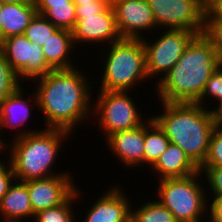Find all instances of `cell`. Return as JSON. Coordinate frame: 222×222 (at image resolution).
Segmentation results:
<instances>
[{"instance_id":"obj_24","label":"cell","mask_w":222,"mask_h":222,"mask_svg":"<svg viewBox=\"0 0 222 222\" xmlns=\"http://www.w3.org/2000/svg\"><path fill=\"white\" fill-rule=\"evenodd\" d=\"M131 220L133 222H177L172 212L154 197L151 201L147 199L136 207L132 205Z\"/></svg>"},{"instance_id":"obj_38","label":"cell","mask_w":222,"mask_h":222,"mask_svg":"<svg viewBox=\"0 0 222 222\" xmlns=\"http://www.w3.org/2000/svg\"><path fill=\"white\" fill-rule=\"evenodd\" d=\"M0 217L2 218L3 222H23L24 220H25V222H28V221H26V219H22V218H18V217H7V216H0Z\"/></svg>"},{"instance_id":"obj_11","label":"cell","mask_w":222,"mask_h":222,"mask_svg":"<svg viewBox=\"0 0 222 222\" xmlns=\"http://www.w3.org/2000/svg\"><path fill=\"white\" fill-rule=\"evenodd\" d=\"M111 6L121 38L142 39L158 29L147 0H111Z\"/></svg>"},{"instance_id":"obj_20","label":"cell","mask_w":222,"mask_h":222,"mask_svg":"<svg viewBox=\"0 0 222 222\" xmlns=\"http://www.w3.org/2000/svg\"><path fill=\"white\" fill-rule=\"evenodd\" d=\"M37 14L36 4L8 3L2 6V40L12 35L24 34L26 27Z\"/></svg>"},{"instance_id":"obj_5","label":"cell","mask_w":222,"mask_h":222,"mask_svg":"<svg viewBox=\"0 0 222 222\" xmlns=\"http://www.w3.org/2000/svg\"><path fill=\"white\" fill-rule=\"evenodd\" d=\"M104 48L102 52L105 59L101 58L104 65L102 64L100 67L103 70H100L101 82L100 89L96 88L97 91H130L133 93L136 86L150 81L142 39L121 38Z\"/></svg>"},{"instance_id":"obj_29","label":"cell","mask_w":222,"mask_h":222,"mask_svg":"<svg viewBox=\"0 0 222 222\" xmlns=\"http://www.w3.org/2000/svg\"><path fill=\"white\" fill-rule=\"evenodd\" d=\"M203 35L222 57V21L216 20L207 10L205 12Z\"/></svg>"},{"instance_id":"obj_15","label":"cell","mask_w":222,"mask_h":222,"mask_svg":"<svg viewBox=\"0 0 222 222\" xmlns=\"http://www.w3.org/2000/svg\"><path fill=\"white\" fill-rule=\"evenodd\" d=\"M114 184L103 190L90 209H87L81 222H127L131 218V197L123 191L122 185ZM103 195V196H102ZM131 198V199H129Z\"/></svg>"},{"instance_id":"obj_10","label":"cell","mask_w":222,"mask_h":222,"mask_svg":"<svg viewBox=\"0 0 222 222\" xmlns=\"http://www.w3.org/2000/svg\"><path fill=\"white\" fill-rule=\"evenodd\" d=\"M158 30L183 29L203 34L206 7L198 0H147Z\"/></svg>"},{"instance_id":"obj_22","label":"cell","mask_w":222,"mask_h":222,"mask_svg":"<svg viewBox=\"0 0 222 222\" xmlns=\"http://www.w3.org/2000/svg\"><path fill=\"white\" fill-rule=\"evenodd\" d=\"M81 189L77 185L76 191L63 204L39 211L35 214L33 222H78L77 213L74 211L76 207L78 208L77 203L81 202V197L84 195V190L81 192ZM81 194L82 196H80Z\"/></svg>"},{"instance_id":"obj_18","label":"cell","mask_w":222,"mask_h":222,"mask_svg":"<svg viewBox=\"0 0 222 222\" xmlns=\"http://www.w3.org/2000/svg\"><path fill=\"white\" fill-rule=\"evenodd\" d=\"M74 48L78 47H75L72 32L65 29H57L42 45L46 62L53 70L77 67L78 64L72 57L73 53L76 54Z\"/></svg>"},{"instance_id":"obj_36","label":"cell","mask_w":222,"mask_h":222,"mask_svg":"<svg viewBox=\"0 0 222 222\" xmlns=\"http://www.w3.org/2000/svg\"><path fill=\"white\" fill-rule=\"evenodd\" d=\"M216 126L222 127V106L214 113Z\"/></svg>"},{"instance_id":"obj_14","label":"cell","mask_w":222,"mask_h":222,"mask_svg":"<svg viewBox=\"0 0 222 222\" xmlns=\"http://www.w3.org/2000/svg\"><path fill=\"white\" fill-rule=\"evenodd\" d=\"M24 182L34 214L63 204L76 191L78 184L74 175H56Z\"/></svg>"},{"instance_id":"obj_23","label":"cell","mask_w":222,"mask_h":222,"mask_svg":"<svg viewBox=\"0 0 222 222\" xmlns=\"http://www.w3.org/2000/svg\"><path fill=\"white\" fill-rule=\"evenodd\" d=\"M37 14L43 15L58 29L73 31L76 21V5L73 2L59 5H36Z\"/></svg>"},{"instance_id":"obj_30","label":"cell","mask_w":222,"mask_h":222,"mask_svg":"<svg viewBox=\"0 0 222 222\" xmlns=\"http://www.w3.org/2000/svg\"><path fill=\"white\" fill-rule=\"evenodd\" d=\"M201 166H222V127L215 126L207 157Z\"/></svg>"},{"instance_id":"obj_35","label":"cell","mask_w":222,"mask_h":222,"mask_svg":"<svg viewBox=\"0 0 222 222\" xmlns=\"http://www.w3.org/2000/svg\"><path fill=\"white\" fill-rule=\"evenodd\" d=\"M36 5H59L72 2L71 0H32Z\"/></svg>"},{"instance_id":"obj_19","label":"cell","mask_w":222,"mask_h":222,"mask_svg":"<svg viewBox=\"0 0 222 222\" xmlns=\"http://www.w3.org/2000/svg\"><path fill=\"white\" fill-rule=\"evenodd\" d=\"M0 216L18 217L33 222L35 214L24 181L15 179L7 193L2 197L0 200Z\"/></svg>"},{"instance_id":"obj_8","label":"cell","mask_w":222,"mask_h":222,"mask_svg":"<svg viewBox=\"0 0 222 222\" xmlns=\"http://www.w3.org/2000/svg\"><path fill=\"white\" fill-rule=\"evenodd\" d=\"M158 32V29L154 32L157 33L155 40L142 38L149 80L155 79V84L178 62L184 49L196 36L194 32L183 29H163L160 30L161 35Z\"/></svg>"},{"instance_id":"obj_17","label":"cell","mask_w":222,"mask_h":222,"mask_svg":"<svg viewBox=\"0 0 222 222\" xmlns=\"http://www.w3.org/2000/svg\"><path fill=\"white\" fill-rule=\"evenodd\" d=\"M161 180L165 178H184L199 172V167L189 156L177 145L169 143L167 149L162 153L156 163L150 168V172Z\"/></svg>"},{"instance_id":"obj_1","label":"cell","mask_w":222,"mask_h":222,"mask_svg":"<svg viewBox=\"0 0 222 222\" xmlns=\"http://www.w3.org/2000/svg\"><path fill=\"white\" fill-rule=\"evenodd\" d=\"M84 72L79 66L52 70L30 82L35 84L32 86L38 98L37 111L40 109L45 120L43 128L62 129L73 134L79 124L86 126L83 122L92 120V90L95 87L91 83H98L91 82V76Z\"/></svg>"},{"instance_id":"obj_34","label":"cell","mask_w":222,"mask_h":222,"mask_svg":"<svg viewBox=\"0 0 222 222\" xmlns=\"http://www.w3.org/2000/svg\"><path fill=\"white\" fill-rule=\"evenodd\" d=\"M206 10L216 20L222 21V0H215Z\"/></svg>"},{"instance_id":"obj_25","label":"cell","mask_w":222,"mask_h":222,"mask_svg":"<svg viewBox=\"0 0 222 222\" xmlns=\"http://www.w3.org/2000/svg\"><path fill=\"white\" fill-rule=\"evenodd\" d=\"M206 101H209V104H206ZM196 103L205 107L206 109L209 108L208 110L213 113H215L222 106V63L211 74L210 78L206 82L203 93ZM215 104L216 106H214Z\"/></svg>"},{"instance_id":"obj_2","label":"cell","mask_w":222,"mask_h":222,"mask_svg":"<svg viewBox=\"0 0 222 222\" xmlns=\"http://www.w3.org/2000/svg\"><path fill=\"white\" fill-rule=\"evenodd\" d=\"M221 63L222 57L211 42L203 34L196 35L178 62L155 84V97L160 102H196Z\"/></svg>"},{"instance_id":"obj_26","label":"cell","mask_w":222,"mask_h":222,"mask_svg":"<svg viewBox=\"0 0 222 222\" xmlns=\"http://www.w3.org/2000/svg\"><path fill=\"white\" fill-rule=\"evenodd\" d=\"M58 28L43 15L36 14L26 27L24 35L34 44L42 47Z\"/></svg>"},{"instance_id":"obj_12","label":"cell","mask_w":222,"mask_h":222,"mask_svg":"<svg viewBox=\"0 0 222 222\" xmlns=\"http://www.w3.org/2000/svg\"><path fill=\"white\" fill-rule=\"evenodd\" d=\"M24 88L26 90L28 89L21 84L12 94L4 98L0 103L1 134L2 136L4 135L2 131L3 129H11V133L14 134V138L12 137L13 134H11V140L42 130H32V128L28 129V127L24 126L28 124L27 122L30 120L29 117L32 116V110L34 109L35 111L36 108H39L35 90L32 88L33 93L31 91V93L29 92L30 95L26 96V90ZM24 127H26V130ZM14 130L16 133H14Z\"/></svg>"},{"instance_id":"obj_28","label":"cell","mask_w":222,"mask_h":222,"mask_svg":"<svg viewBox=\"0 0 222 222\" xmlns=\"http://www.w3.org/2000/svg\"><path fill=\"white\" fill-rule=\"evenodd\" d=\"M207 195V199L222 196V166H200ZM211 194H209V193ZM211 195V196H210Z\"/></svg>"},{"instance_id":"obj_6","label":"cell","mask_w":222,"mask_h":222,"mask_svg":"<svg viewBox=\"0 0 222 222\" xmlns=\"http://www.w3.org/2000/svg\"><path fill=\"white\" fill-rule=\"evenodd\" d=\"M158 181L156 197L169 209L177 222H198L208 218V199L202 174Z\"/></svg>"},{"instance_id":"obj_40","label":"cell","mask_w":222,"mask_h":222,"mask_svg":"<svg viewBox=\"0 0 222 222\" xmlns=\"http://www.w3.org/2000/svg\"><path fill=\"white\" fill-rule=\"evenodd\" d=\"M206 9L215 1V0H198Z\"/></svg>"},{"instance_id":"obj_39","label":"cell","mask_w":222,"mask_h":222,"mask_svg":"<svg viewBox=\"0 0 222 222\" xmlns=\"http://www.w3.org/2000/svg\"><path fill=\"white\" fill-rule=\"evenodd\" d=\"M2 4H8V3H30L32 0H0Z\"/></svg>"},{"instance_id":"obj_42","label":"cell","mask_w":222,"mask_h":222,"mask_svg":"<svg viewBox=\"0 0 222 222\" xmlns=\"http://www.w3.org/2000/svg\"><path fill=\"white\" fill-rule=\"evenodd\" d=\"M73 3H93L96 0H71Z\"/></svg>"},{"instance_id":"obj_7","label":"cell","mask_w":222,"mask_h":222,"mask_svg":"<svg viewBox=\"0 0 222 222\" xmlns=\"http://www.w3.org/2000/svg\"><path fill=\"white\" fill-rule=\"evenodd\" d=\"M130 91H103L93 94L92 117L106 140L111 134L141 126L146 120ZM96 98V99H95ZM96 101V102H95Z\"/></svg>"},{"instance_id":"obj_37","label":"cell","mask_w":222,"mask_h":222,"mask_svg":"<svg viewBox=\"0 0 222 222\" xmlns=\"http://www.w3.org/2000/svg\"><path fill=\"white\" fill-rule=\"evenodd\" d=\"M4 139H2L1 128H0V152L3 153V155L5 154L4 153L5 151L7 152V145H8L6 138H4ZM1 153H0V155H2Z\"/></svg>"},{"instance_id":"obj_9","label":"cell","mask_w":222,"mask_h":222,"mask_svg":"<svg viewBox=\"0 0 222 222\" xmlns=\"http://www.w3.org/2000/svg\"><path fill=\"white\" fill-rule=\"evenodd\" d=\"M0 51L22 83L31 82L53 70L46 62L42 47L32 43L24 34L2 40Z\"/></svg>"},{"instance_id":"obj_41","label":"cell","mask_w":222,"mask_h":222,"mask_svg":"<svg viewBox=\"0 0 222 222\" xmlns=\"http://www.w3.org/2000/svg\"><path fill=\"white\" fill-rule=\"evenodd\" d=\"M2 6H3V4L0 2V42L2 41V25H3V23H2V16H1V12H2Z\"/></svg>"},{"instance_id":"obj_27","label":"cell","mask_w":222,"mask_h":222,"mask_svg":"<svg viewBox=\"0 0 222 222\" xmlns=\"http://www.w3.org/2000/svg\"><path fill=\"white\" fill-rule=\"evenodd\" d=\"M21 84L16 73L11 69L3 53L0 51V103L12 94Z\"/></svg>"},{"instance_id":"obj_32","label":"cell","mask_w":222,"mask_h":222,"mask_svg":"<svg viewBox=\"0 0 222 222\" xmlns=\"http://www.w3.org/2000/svg\"><path fill=\"white\" fill-rule=\"evenodd\" d=\"M0 158H1L0 159V200H1L2 197L7 193L9 187L16 178L13 173V169L10 162L4 159V155H3V160L1 155Z\"/></svg>"},{"instance_id":"obj_13","label":"cell","mask_w":222,"mask_h":222,"mask_svg":"<svg viewBox=\"0 0 222 222\" xmlns=\"http://www.w3.org/2000/svg\"><path fill=\"white\" fill-rule=\"evenodd\" d=\"M75 47H81L84 44L92 47L108 46L109 44L121 39L116 27V19L111 4L101 13L83 16L72 31ZM84 43V44H83ZM99 43V45H97ZM91 44V45H90Z\"/></svg>"},{"instance_id":"obj_21","label":"cell","mask_w":222,"mask_h":222,"mask_svg":"<svg viewBox=\"0 0 222 222\" xmlns=\"http://www.w3.org/2000/svg\"><path fill=\"white\" fill-rule=\"evenodd\" d=\"M170 140L151 116L144 122L143 167L150 169L167 149Z\"/></svg>"},{"instance_id":"obj_3","label":"cell","mask_w":222,"mask_h":222,"mask_svg":"<svg viewBox=\"0 0 222 222\" xmlns=\"http://www.w3.org/2000/svg\"><path fill=\"white\" fill-rule=\"evenodd\" d=\"M159 106L163 110L151 114L153 120L170 143L179 146L200 167L207 157L216 126L214 113L196 102H161Z\"/></svg>"},{"instance_id":"obj_31","label":"cell","mask_w":222,"mask_h":222,"mask_svg":"<svg viewBox=\"0 0 222 222\" xmlns=\"http://www.w3.org/2000/svg\"><path fill=\"white\" fill-rule=\"evenodd\" d=\"M76 5V21L83 19V16L95 15L103 12L111 0H96L93 3H74Z\"/></svg>"},{"instance_id":"obj_4","label":"cell","mask_w":222,"mask_h":222,"mask_svg":"<svg viewBox=\"0 0 222 222\" xmlns=\"http://www.w3.org/2000/svg\"><path fill=\"white\" fill-rule=\"evenodd\" d=\"M72 136L74 135L62 129L43 128L13 139L12 142L7 140L9 153L5 152V156H9L5 158H8L15 178L19 181H29L56 175H72L70 171L54 170L64 142L67 144Z\"/></svg>"},{"instance_id":"obj_33","label":"cell","mask_w":222,"mask_h":222,"mask_svg":"<svg viewBox=\"0 0 222 222\" xmlns=\"http://www.w3.org/2000/svg\"><path fill=\"white\" fill-rule=\"evenodd\" d=\"M208 222H222V196L208 200Z\"/></svg>"},{"instance_id":"obj_16","label":"cell","mask_w":222,"mask_h":222,"mask_svg":"<svg viewBox=\"0 0 222 222\" xmlns=\"http://www.w3.org/2000/svg\"><path fill=\"white\" fill-rule=\"evenodd\" d=\"M110 154L115 157L124 169L133 167L143 169L144 156V123L130 130L111 134L106 140Z\"/></svg>"}]
</instances>
